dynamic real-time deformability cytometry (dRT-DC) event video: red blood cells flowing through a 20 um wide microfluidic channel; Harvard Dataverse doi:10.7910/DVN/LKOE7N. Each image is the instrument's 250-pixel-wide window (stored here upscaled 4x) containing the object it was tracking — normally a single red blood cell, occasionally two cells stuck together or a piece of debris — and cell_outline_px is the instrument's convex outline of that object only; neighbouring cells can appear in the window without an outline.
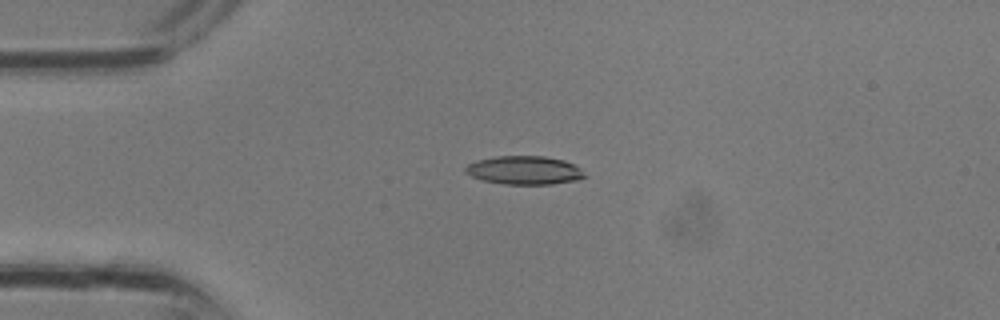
{"species": "common noctule bat (a hibernating species)", "species_latin": "Nyctalus noctula", "temperature_condition": "room temperature", "stored_images_in_passage": 2, "camera_frame_rate_fps": 3000, "um_per_image_px": 0.085, "animal": {"sex": "male", "body_mass_g": 13.3}, "frame": {"image": 1, "passage_image": 1, "time_ms": 0.0, "image_size_px": [1000, 320], "cell_outline_px": [[584, 176], [580, 180], [552, 184], [504, 184], [484, 180], [472, 176], [464, 172], [464, 168], [468, 164], [476, 160], [496, 156], [544, 156], [564, 160], [580, 168]], "centroid_in_image_um": [44.55, 14.47], "position_along_channel_um": 40.5, "area_um2": 19.71}}
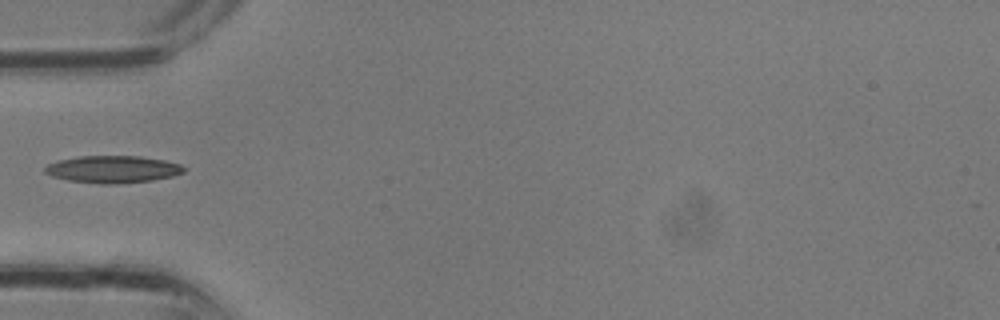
{"frame": {"image": 2, "passage_image": 2, "time_ms": 0.333, "image_size_px": [1000, 320], "cell_outline_px": [[184, 172], [172, 176], [152, 180], [116, 184], [100, 184], [68, 180], [52, 176], [44, 172], [44, 168], [48, 164], [56, 160], [76, 156], [140, 156], [164, 160], [180, 164], [184, 168]], "centroid_in_image_um": [9.54, 14.38], "position_along_channel_um": 75.5, "area_um2": 22.08}}